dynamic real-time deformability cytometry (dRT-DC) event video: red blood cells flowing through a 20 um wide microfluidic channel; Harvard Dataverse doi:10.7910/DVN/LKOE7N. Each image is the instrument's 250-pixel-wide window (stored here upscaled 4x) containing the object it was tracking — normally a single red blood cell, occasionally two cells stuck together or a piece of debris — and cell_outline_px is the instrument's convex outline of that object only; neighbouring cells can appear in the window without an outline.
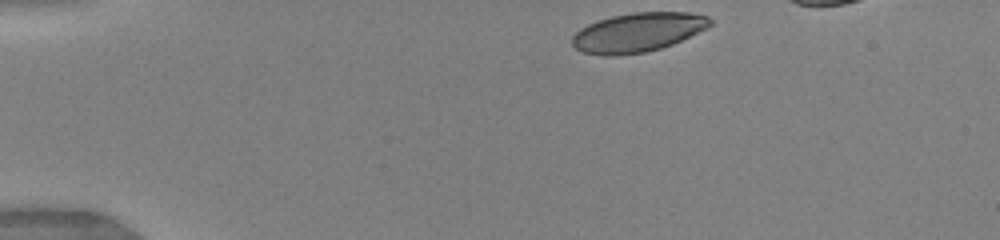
{"species": "human", "species_latin": "Homo sapiens", "temperature_condition": "warm", "stored_images_in_passage": 42, "camera_frame_rate_fps": 3000, "um_per_image_px": 0.085, "donor": {"sex": "female"}, "frame": {"image": 1, "passage_image": 1, "time_ms": 0.0, "image_size_px": [1000, 240], "cell_outline_px": [[712, 24], [708, 28], [672, 44], [660, 48], [644, 52], [612, 56], [604, 56], [584, 52], [576, 48], [572, 44], [572, 36], [580, 28], [588, 24], [612, 16], [632, 12], [688, 12], [708, 16], [712, 20]], "centroid_in_image_um": [54.23, 2.74], "position_along_channel_um": 30.8, "area_um2": 31.39}}
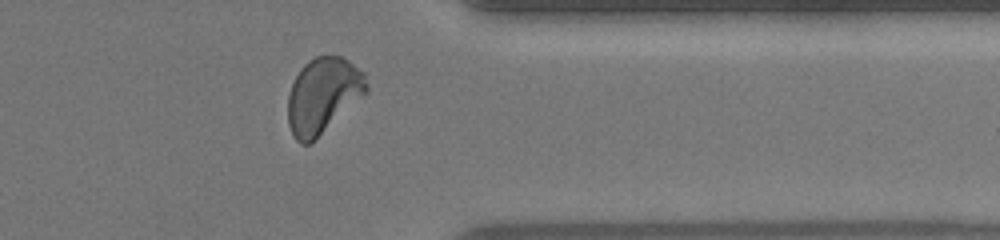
{"frame": {"image": 2, "passage_image": 36, "time_ms": 10.667, "image_size_px": [1000, 240], "cell_outline_px": [[368, 92], [308, 144], [300, 144], [296, 140], [288, 124], [288, 96], [292, 84], [300, 68], [308, 60], [316, 56], [340, 56], [348, 60], [364, 72], [368, 84]], "centroid_in_image_um": [27.46, 8.08], "position_along_channel_um": 383.9, "area_um2": 34.22}}